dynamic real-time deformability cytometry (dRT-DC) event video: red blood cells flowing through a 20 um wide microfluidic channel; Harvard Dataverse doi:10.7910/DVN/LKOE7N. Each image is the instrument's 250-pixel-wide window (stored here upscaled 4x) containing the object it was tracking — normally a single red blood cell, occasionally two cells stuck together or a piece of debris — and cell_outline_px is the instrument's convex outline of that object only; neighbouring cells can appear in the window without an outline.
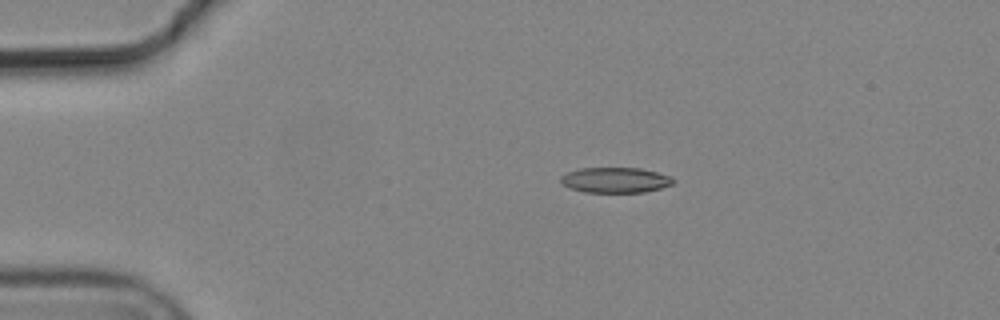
{"species": "common noctule bat (a hibernating species)", "species_latin": "Nyctalus noctula", "temperature_condition": "cold", "stored_images_in_passage": 4, "camera_frame_rate_fps": 3000, "um_per_image_px": 0.085, "animal": {"sex": "male", "body_mass_g": 19.2, "forearm_length_mm": 51.8}, "frame": {"image": 1, "passage_image": 3, "time_ms": 0.667, "image_size_px": [1000, 320], "cell_outline_px": [[676, 180], [672, 184], [660, 188], [644, 192], [584, 192], [560, 184], [560, 176], [568, 172], [580, 168], [640, 168], [672, 176]], "centroid_in_image_um": [52.3, 15.3], "position_along_channel_um": 32.7, "area_um2": 16.65}}